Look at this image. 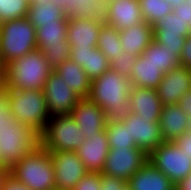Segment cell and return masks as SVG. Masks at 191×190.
<instances>
[{"label":"cell","instance_id":"ac0fdd59","mask_svg":"<svg viewBox=\"0 0 191 190\" xmlns=\"http://www.w3.org/2000/svg\"><path fill=\"white\" fill-rule=\"evenodd\" d=\"M128 104L131 113L152 122H159L163 104L158 97L157 89L131 86Z\"/></svg>","mask_w":191,"mask_h":190},{"label":"cell","instance_id":"6da1fadb","mask_svg":"<svg viewBox=\"0 0 191 190\" xmlns=\"http://www.w3.org/2000/svg\"><path fill=\"white\" fill-rule=\"evenodd\" d=\"M130 79L109 68L91 80L88 98L100 106L107 120L124 121L131 113L129 107Z\"/></svg>","mask_w":191,"mask_h":190},{"label":"cell","instance_id":"cb8c5ba5","mask_svg":"<svg viewBox=\"0 0 191 190\" xmlns=\"http://www.w3.org/2000/svg\"><path fill=\"white\" fill-rule=\"evenodd\" d=\"M54 71L63 78V83L70 87L77 95L81 98H88L91 80L78 63L68 59Z\"/></svg>","mask_w":191,"mask_h":190},{"label":"cell","instance_id":"f35d334b","mask_svg":"<svg viewBox=\"0 0 191 190\" xmlns=\"http://www.w3.org/2000/svg\"><path fill=\"white\" fill-rule=\"evenodd\" d=\"M1 190H30L12 174L7 172L4 177Z\"/></svg>","mask_w":191,"mask_h":190},{"label":"cell","instance_id":"7a4b0ae2","mask_svg":"<svg viewBox=\"0 0 191 190\" xmlns=\"http://www.w3.org/2000/svg\"><path fill=\"white\" fill-rule=\"evenodd\" d=\"M52 71L44 53L35 49L0 70V88L43 90Z\"/></svg>","mask_w":191,"mask_h":190},{"label":"cell","instance_id":"277c9868","mask_svg":"<svg viewBox=\"0 0 191 190\" xmlns=\"http://www.w3.org/2000/svg\"><path fill=\"white\" fill-rule=\"evenodd\" d=\"M30 190L55 188V171L50 152L40 144L8 171Z\"/></svg>","mask_w":191,"mask_h":190},{"label":"cell","instance_id":"4316f807","mask_svg":"<svg viewBox=\"0 0 191 190\" xmlns=\"http://www.w3.org/2000/svg\"><path fill=\"white\" fill-rule=\"evenodd\" d=\"M66 17L59 23H49L36 29L37 50L43 53L50 47H62L67 42Z\"/></svg>","mask_w":191,"mask_h":190},{"label":"cell","instance_id":"c3c4849f","mask_svg":"<svg viewBox=\"0 0 191 190\" xmlns=\"http://www.w3.org/2000/svg\"><path fill=\"white\" fill-rule=\"evenodd\" d=\"M52 2L53 0H29L30 4H33V3H44V2Z\"/></svg>","mask_w":191,"mask_h":190},{"label":"cell","instance_id":"9a60e30c","mask_svg":"<svg viewBox=\"0 0 191 190\" xmlns=\"http://www.w3.org/2000/svg\"><path fill=\"white\" fill-rule=\"evenodd\" d=\"M71 116L83 131L85 139L106 130L105 112L89 98H81L71 111Z\"/></svg>","mask_w":191,"mask_h":190},{"label":"cell","instance_id":"ba28073f","mask_svg":"<svg viewBox=\"0 0 191 190\" xmlns=\"http://www.w3.org/2000/svg\"><path fill=\"white\" fill-rule=\"evenodd\" d=\"M148 161L175 185L191 173V158L174 141H164L148 155Z\"/></svg>","mask_w":191,"mask_h":190},{"label":"cell","instance_id":"4fadbf2b","mask_svg":"<svg viewBox=\"0 0 191 190\" xmlns=\"http://www.w3.org/2000/svg\"><path fill=\"white\" fill-rule=\"evenodd\" d=\"M122 122L125 125H129L130 138L134 139L137 147L147 155L164 142L159 122L140 118L134 113H130Z\"/></svg>","mask_w":191,"mask_h":190},{"label":"cell","instance_id":"d4e9b609","mask_svg":"<svg viewBox=\"0 0 191 190\" xmlns=\"http://www.w3.org/2000/svg\"><path fill=\"white\" fill-rule=\"evenodd\" d=\"M108 0H67L66 19L105 20Z\"/></svg>","mask_w":191,"mask_h":190},{"label":"cell","instance_id":"f546056e","mask_svg":"<svg viewBox=\"0 0 191 190\" xmlns=\"http://www.w3.org/2000/svg\"><path fill=\"white\" fill-rule=\"evenodd\" d=\"M97 48L108 58L109 62L118 59L124 51L120 31L104 22L98 37Z\"/></svg>","mask_w":191,"mask_h":190},{"label":"cell","instance_id":"7dc6e473","mask_svg":"<svg viewBox=\"0 0 191 190\" xmlns=\"http://www.w3.org/2000/svg\"><path fill=\"white\" fill-rule=\"evenodd\" d=\"M52 2H54L59 8H66L67 0H53Z\"/></svg>","mask_w":191,"mask_h":190},{"label":"cell","instance_id":"5b68a950","mask_svg":"<svg viewBox=\"0 0 191 190\" xmlns=\"http://www.w3.org/2000/svg\"><path fill=\"white\" fill-rule=\"evenodd\" d=\"M36 48V28L27 17L0 24V70Z\"/></svg>","mask_w":191,"mask_h":190},{"label":"cell","instance_id":"1f68e13d","mask_svg":"<svg viewBox=\"0 0 191 190\" xmlns=\"http://www.w3.org/2000/svg\"><path fill=\"white\" fill-rule=\"evenodd\" d=\"M139 3L144 21L152 26L173 12L171 4L165 0H139Z\"/></svg>","mask_w":191,"mask_h":190},{"label":"cell","instance_id":"ab89813d","mask_svg":"<svg viewBox=\"0 0 191 190\" xmlns=\"http://www.w3.org/2000/svg\"><path fill=\"white\" fill-rule=\"evenodd\" d=\"M177 105H179L182 111L188 115L189 118L186 131L191 132V91L185 93Z\"/></svg>","mask_w":191,"mask_h":190},{"label":"cell","instance_id":"f1b7e54d","mask_svg":"<svg viewBox=\"0 0 191 190\" xmlns=\"http://www.w3.org/2000/svg\"><path fill=\"white\" fill-rule=\"evenodd\" d=\"M142 55L147 61L160 67V71L164 73L180 66V55L173 53L172 50H169L166 46L159 44L155 40L149 44Z\"/></svg>","mask_w":191,"mask_h":190},{"label":"cell","instance_id":"e575fe53","mask_svg":"<svg viewBox=\"0 0 191 190\" xmlns=\"http://www.w3.org/2000/svg\"><path fill=\"white\" fill-rule=\"evenodd\" d=\"M136 59L137 57L135 55L123 51L120 56H118V59H114L110 62V68L130 78Z\"/></svg>","mask_w":191,"mask_h":190},{"label":"cell","instance_id":"4dcf8cb0","mask_svg":"<svg viewBox=\"0 0 191 190\" xmlns=\"http://www.w3.org/2000/svg\"><path fill=\"white\" fill-rule=\"evenodd\" d=\"M106 133L110 148H137L134 139L130 138L129 125L122 121L107 120Z\"/></svg>","mask_w":191,"mask_h":190},{"label":"cell","instance_id":"f907efd6","mask_svg":"<svg viewBox=\"0 0 191 190\" xmlns=\"http://www.w3.org/2000/svg\"><path fill=\"white\" fill-rule=\"evenodd\" d=\"M124 190H131V189H130V188L128 187V185H127Z\"/></svg>","mask_w":191,"mask_h":190},{"label":"cell","instance_id":"8d00e7d4","mask_svg":"<svg viewBox=\"0 0 191 190\" xmlns=\"http://www.w3.org/2000/svg\"><path fill=\"white\" fill-rule=\"evenodd\" d=\"M13 120L7 94L0 88V130L10 126Z\"/></svg>","mask_w":191,"mask_h":190},{"label":"cell","instance_id":"7bdbcfd3","mask_svg":"<svg viewBox=\"0 0 191 190\" xmlns=\"http://www.w3.org/2000/svg\"><path fill=\"white\" fill-rule=\"evenodd\" d=\"M178 144L181 151H184L185 154L191 158V132H185L175 141Z\"/></svg>","mask_w":191,"mask_h":190},{"label":"cell","instance_id":"7c38bea8","mask_svg":"<svg viewBox=\"0 0 191 190\" xmlns=\"http://www.w3.org/2000/svg\"><path fill=\"white\" fill-rule=\"evenodd\" d=\"M154 40L166 46L173 53L180 55L187 37L191 34V26L174 12L159 19L152 26Z\"/></svg>","mask_w":191,"mask_h":190},{"label":"cell","instance_id":"44dd1931","mask_svg":"<svg viewBox=\"0 0 191 190\" xmlns=\"http://www.w3.org/2000/svg\"><path fill=\"white\" fill-rule=\"evenodd\" d=\"M70 59L84 69L90 80L110 68L108 58L97 47H71Z\"/></svg>","mask_w":191,"mask_h":190},{"label":"cell","instance_id":"60d3db41","mask_svg":"<svg viewBox=\"0 0 191 190\" xmlns=\"http://www.w3.org/2000/svg\"><path fill=\"white\" fill-rule=\"evenodd\" d=\"M180 65L191 69V34L187 37L180 54Z\"/></svg>","mask_w":191,"mask_h":190},{"label":"cell","instance_id":"e0dca14e","mask_svg":"<svg viewBox=\"0 0 191 190\" xmlns=\"http://www.w3.org/2000/svg\"><path fill=\"white\" fill-rule=\"evenodd\" d=\"M139 0H108L104 22L119 31L143 22Z\"/></svg>","mask_w":191,"mask_h":190},{"label":"cell","instance_id":"7402d4cb","mask_svg":"<svg viewBox=\"0 0 191 190\" xmlns=\"http://www.w3.org/2000/svg\"><path fill=\"white\" fill-rule=\"evenodd\" d=\"M122 49L128 54L139 57L154 40L152 25L143 21L120 31Z\"/></svg>","mask_w":191,"mask_h":190},{"label":"cell","instance_id":"bcb514c9","mask_svg":"<svg viewBox=\"0 0 191 190\" xmlns=\"http://www.w3.org/2000/svg\"><path fill=\"white\" fill-rule=\"evenodd\" d=\"M8 171H9L8 168H0V190L2 188V183H3L4 177Z\"/></svg>","mask_w":191,"mask_h":190},{"label":"cell","instance_id":"9c48e42d","mask_svg":"<svg viewBox=\"0 0 191 190\" xmlns=\"http://www.w3.org/2000/svg\"><path fill=\"white\" fill-rule=\"evenodd\" d=\"M148 161L140 148H110L102 174L128 181Z\"/></svg>","mask_w":191,"mask_h":190},{"label":"cell","instance_id":"681fc988","mask_svg":"<svg viewBox=\"0 0 191 190\" xmlns=\"http://www.w3.org/2000/svg\"><path fill=\"white\" fill-rule=\"evenodd\" d=\"M0 168H7L3 162H2V156H1V153H0Z\"/></svg>","mask_w":191,"mask_h":190},{"label":"cell","instance_id":"5bb4252c","mask_svg":"<svg viewBox=\"0 0 191 190\" xmlns=\"http://www.w3.org/2000/svg\"><path fill=\"white\" fill-rule=\"evenodd\" d=\"M188 91H191V69L181 65L164 73L157 88L163 106L177 104Z\"/></svg>","mask_w":191,"mask_h":190},{"label":"cell","instance_id":"f6af8a7d","mask_svg":"<svg viewBox=\"0 0 191 190\" xmlns=\"http://www.w3.org/2000/svg\"><path fill=\"white\" fill-rule=\"evenodd\" d=\"M166 2H169L172 6V8H176L181 6L186 0H165Z\"/></svg>","mask_w":191,"mask_h":190},{"label":"cell","instance_id":"8992f818","mask_svg":"<svg viewBox=\"0 0 191 190\" xmlns=\"http://www.w3.org/2000/svg\"><path fill=\"white\" fill-rule=\"evenodd\" d=\"M84 140V133L71 114L50 117L39 135V144L48 151H76Z\"/></svg>","mask_w":191,"mask_h":190},{"label":"cell","instance_id":"836d02e7","mask_svg":"<svg viewBox=\"0 0 191 190\" xmlns=\"http://www.w3.org/2000/svg\"><path fill=\"white\" fill-rule=\"evenodd\" d=\"M71 46L67 41L62 47H50L44 52L45 60L49 63L52 70H55L70 59Z\"/></svg>","mask_w":191,"mask_h":190},{"label":"cell","instance_id":"ee69618b","mask_svg":"<svg viewBox=\"0 0 191 190\" xmlns=\"http://www.w3.org/2000/svg\"><path fill=\"white\" fill-rule=\"evenodd\" d=\"M177 190H191V173L186 177L185 180L181 181L177 186Z\"/></svg>","mask_w":191,"mask_h":190},{"label":"cell","instance_id":"d590c367","mask_svg":"<svg viewBox=\"0 0 191 190\" xmlns=\"http://www.w3.org/2000/svg\"><path fill=\"white\" fill-rule=\"evenodd\" d=\"M101 173L88 172L72 190H100Z\"/></svg>","mask_w":191,"mask_h":190},{"label":"cell","instance_id":"83f0119b","mask_svg":"<svg viewBox=\"0 0 191 190\" xmlns=\"http://www.w3.org/2000/svg\"><path fill=\"white\" fill-rule=\"evenodd\" d=\"M65 17L64 9L50 1L30 4L27 13V19L36 29L45 24L59 23Z\"/></svg>","mask_w":191,"mask_h":190},{"label":"cell","instance_id":"74e56055","mask_svg":"<svg viewBox=\"0 0 191 190\" xmlns=\"http://www.w3.org/2000/svg\"><path fill=\"white\" fill-rule=\"evenodd\" d=\"M127 181L118 177L109 176L101 173V189L100 190H124Z\"/></svg>","mask_w":191,"mask_h":190},{"label":"cell","instance_id":"52a82bcc","mask_svg":"<svg viewBox=\"0 0 191 190\" xmlns=\"http://www.w3.org/2000/svg\"><path fill=\"white\" fill-rule=\"evenodd\" d=\"M39 145V135L17 120L0 130V153L3 164L10 169Z\"/></svg>","mask_w":191,"mask_h":190},{"label":"cell","instance_id":"d6a6232c","mask_svg":"<svg viewBox=\"0 0 191 190\" xmlns=\"http://www.w3.org/2000/svg\"><path fill=\"white\" fill-rule=\"evenodd\" d=\"M29 0H0V24L27 17Z\"/></svg>","mask_w":191,"mask_h":190},{"label":"cell","instance_id":"ffe728a7","mask_svg":"<svg viewBox=\"0 0 191 190\" xmlns=\"http://www.w3.org/2000/svg\"><path fill=\"white\" fill-rule=\"evenodd\" d=\"M131 190H177L163 172L147 161L128 181Z\"/></svg>","mask_w":191,"mask_h":190},{"label":"cell","instance_id":"2e32d148","mask_svg":"<svg viewBox=\"0 0 191 190\" xmlns=\"http://www.w3.org/2000/svg\"><path fill=\"white\" fill-rule=\"evenodd\" d=\"M109 150L106 130H102L99 134L85 139L76 152L88 172L101 173Z\"/></svg>","mask_w":191,"mask_h":190},{"label":"cell","instance_id":"30bf717a","mask_svg":"<svg viewBox=\"0 0 191 190\" xmlns=\"http://www.w3.org/2000/svg\"><path fill=\"white\" fill-rule=\"evenodd\" d=\"M47 109L50 117L70 115L77 102L81 99L70 87L63 83L54 70L50 73L43 87Z\"/></svg>","mask_w":191,"mask_h":190},{"label":"cell","instance_id":"484cf974","mask_svg":"<svg viewBox=\"0 0 191 190\" xmlns=\"http://www.w3.org/2000/svg\"><path fill=\"white\" fill-rule=\"evenodd\" d=\"M163 76L164 72L160 71V67L147 61L141 54L135 61L129 79L132 86L157 89Z\"/></svg>","mask_w":191,"mask_h":190},{"label":"cell","instance_id":"3957f363","mask_svg":"<svg viewBox=\"0 0 191 190\" xmlns=\"http://www.w3.org/2000/svg\"><path fill=\"white\" fill-rule=\"evenodd\" d=\"M1 89L7 94L13 118L40 135L50 118L43 90Z\"/></svg>","mask_w":191,"mask_h":190},{"label":"cell","instance_id":"d6986e66","mask_svg":"<svg viewBox=\"0 0 191 190\" xmlns=\"http://www.w3.org/2000/svg\"><path fill=\"white\" fill-rule=\"evenodd\" d=\"M104 20L74 19L67 24V41L71 47H97Z\"/></svg>","mask_w":191,"mask_h":190},{"label":"cell","instance_id":"8fae6325","mask_svg":"<svg viewBox=\"0 0 191 190\" xmlns=\"http://www.w3.org/2000/svg\"><path fill=\"white\" fill-rule=\"evenodd\" d=\"M55 171V188L72 190L87 173L76 151H49Z\"/></svg>","mask_w":191,"mask_h":190},{"label":"cell","instance_id":"603a6c76","mask_svg":"<svg viewBox=\"0 0 191 190\" xmlns=\"http://www.w3.org/2000/svg\"><path fill=\"white\" fill-rule=\"evenodd\" d=\"M188 118V115L177 104L163 106L159 124L164 141H175L185 133Z\"/></svg>","mask_w":191,"mask_h":190},{"label":"cell","instance_id":"b9f144b4","mask_svg":"<svg viewBox=\"0 0 191 190\" xmlns=\"http://www.w3.org/2000/svg\"><path fill=\"white\" fill-rule=\"evenodd\" d=\"M173 12L176 14V17H180L191 26V4L188 1H185L181 6L174 8Z\"/></svg>","mask_w":191,"mask_h":190}]
</instances>
